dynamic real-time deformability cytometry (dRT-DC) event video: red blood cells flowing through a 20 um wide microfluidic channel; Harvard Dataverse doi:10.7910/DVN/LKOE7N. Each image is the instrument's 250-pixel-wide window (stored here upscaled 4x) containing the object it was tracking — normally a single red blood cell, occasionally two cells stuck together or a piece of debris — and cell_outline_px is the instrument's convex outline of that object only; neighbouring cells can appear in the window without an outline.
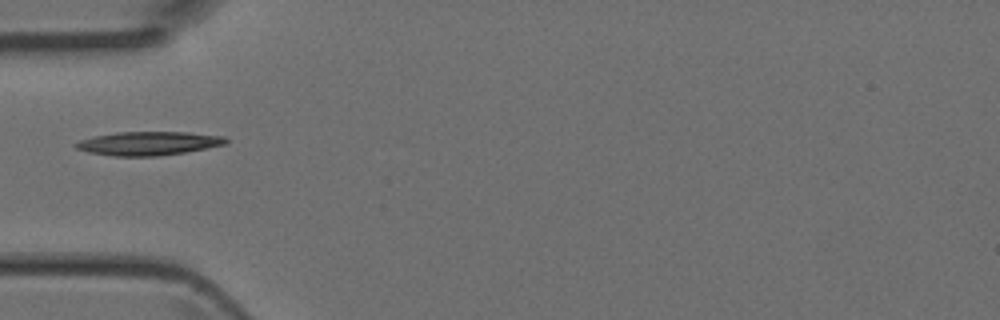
{"species": "Egyptian fruit bat (a non-hibernating species)", "species_latin": "Rousettus aegyptiacus", "temperature_condition": "room temperature", "stored_images_in_passage": 3, "camera_frame_rate_fps": 3000, "um_per_image_px": 0.085, "animal": {"sex": "female"}, "frame": {"image": 1, "passage_image": 2, "time_ms": 0.333, "image_size_px": [1000, 320], "cell_outline_px": [[228, 144], [184, 152], [160, 156], [112, 156], [88, 152], [76, 148], [72, 144], [80, 140], [92, 136], [116, 132], [188, 132], [224, 136], [228, 140]], "centroid_in_image_um": [12.6, 12.18], "position_along_channel_um": 72.4, "area_um2": 20.87}}
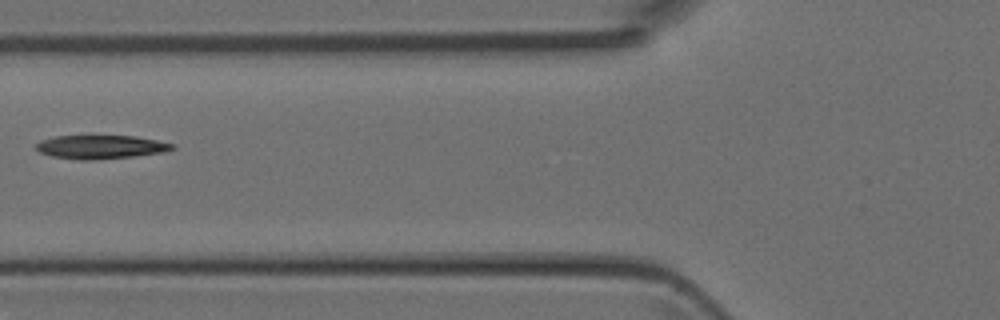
{"frame": {"image": 2, "passage_image": 3, "time_ms": 0.667, "image_size_px": [1000, 320], "cell_outline_px": [[176, 148], [164, 152], [132, 156], [92, 160], [80, 160], [52, 156], [40, 152], [36, 148], [36, 144], [40, 140], [56, 136], [136, 136], [156, 140], [172, 144]], "centroid_in_image_um": [8.54, 12.49], "position_along_channel_um": 117.3, "area_um2": 18.55}}